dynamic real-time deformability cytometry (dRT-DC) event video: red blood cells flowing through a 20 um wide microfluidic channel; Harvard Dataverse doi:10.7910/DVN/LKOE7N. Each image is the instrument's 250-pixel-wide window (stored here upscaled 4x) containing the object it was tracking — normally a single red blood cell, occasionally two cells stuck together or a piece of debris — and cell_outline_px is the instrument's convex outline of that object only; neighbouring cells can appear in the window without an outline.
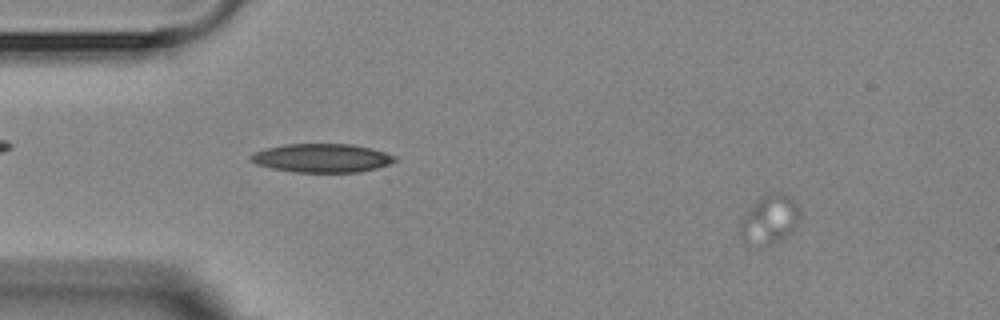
{"species": "Egyptian fruit bat (a non-hibernating species)", "species_latin": "Rousettus aegyptiacus", "temperature_condition": "room temperature", "stored_images_in_passage": 4, "camera_frame_rate_fps": 3000, "um_per_image_px": 0.085, "animal": {"sex": "female"}, "frame": {"image": 1, "passage_image": 2, "time_ms": 1.0, "image_size_px": [1000, 320], "cell_outline_px": [[800, 220], [792, 232], [760, 248], [756, 248], [740, 232], [740, 228], [744, 216], [756, 200], [760, 196], [768, 192], [784, 192], [796, 200], [800, 208]], "centroid_in_image_um": [65.49, 18.59], "position_along_channel_um": 19.5, "area_um2": 16.99}}
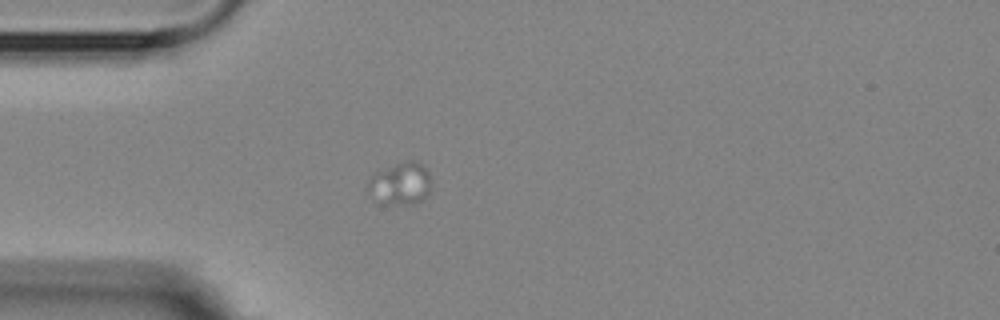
{"frame": {"image": 2, "passage_image": 4, "time_ms": 4.333, "image_size_px": [1000, 320], "cell_outline_px": [[428, 196], [416, 204], [380, 204], [372, 200], [364, 188], [368, 180], [372, 176], [396, 164], [412, 160], [420, 164], [428, 172]], "centroid_in_image_um": [33.94, 15.68], "position_along_channel_um": 51.1, "area_um2": 15.55}}